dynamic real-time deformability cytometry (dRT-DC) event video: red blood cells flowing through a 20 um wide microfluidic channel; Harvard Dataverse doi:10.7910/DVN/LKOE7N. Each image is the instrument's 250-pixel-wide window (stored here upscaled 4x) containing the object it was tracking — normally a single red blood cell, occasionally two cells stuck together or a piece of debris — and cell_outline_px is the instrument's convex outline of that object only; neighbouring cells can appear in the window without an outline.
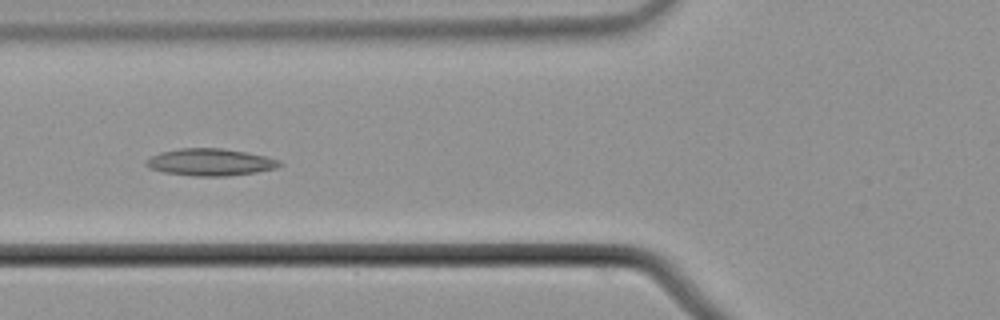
{"species": "common noctule bat (a hibernating species)", "species_latin": "Nyctalus noctula", "temperature_condition": "cold", "stored_images_in_passage": 13, "camera_frame_rate_fps": 3000, "um_per_image_px": 0.085, "animal": {"sex": "male", "body_mass_g": 21.5, "forearm_length_mm": 52.0}, "frame": {"image": 1, "passage_image": 6, "time_ms": 1.667, "image_size_px": [1000, 320], "cell_outline_px": [[284, 164], [276, 168], [256, 172], [228, 176], [192, 176], [164, 172], [148, 168], [144, 164], [144, 160], [160, 152], [180, 148], [220, 148], [244, 152], [264, 156], [280, 160]], "centroid_in_image_um": [17.84, 13.79], "position_along_channel_um": 108.0, "area_um2": 21.1}}